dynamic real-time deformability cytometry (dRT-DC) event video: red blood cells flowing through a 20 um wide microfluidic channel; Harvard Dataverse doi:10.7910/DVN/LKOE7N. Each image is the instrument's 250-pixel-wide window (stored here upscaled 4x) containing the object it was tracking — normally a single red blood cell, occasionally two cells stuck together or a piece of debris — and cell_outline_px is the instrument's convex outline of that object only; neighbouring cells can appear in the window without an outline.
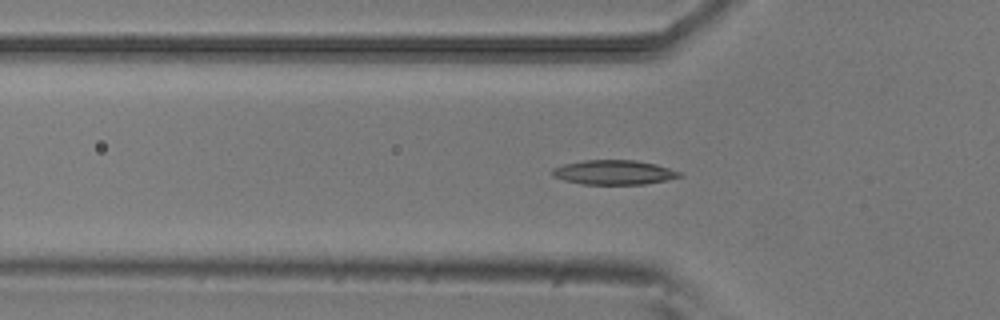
{"species": "common noctule bat (a hibernating species)", "species_latin": "Nyctalus noctula", "temperature_condition": "room temperature", "stored_images_in_passage": 54, "camera_frame_rate_fps": 3000, "um_per_image_px": 0.085, "animal": {"sex": "male", "body_mass_g": 20.5, "forearm_length_mm": 52.5}, "frame": {"image": 1, "passage_image": 17, "time_ms": 5.333, "image_size_px": [1000, 320], "cell_outline_px": [[684, 176], [644, 184], [584, 184], [564, 180], [552, 176], [552, 168], [564, 164], [584, 160], [636, 160], [656, 164], [680, 172]], "centroid_in_image_um": [52.16, 14.64], "position_along_channel_um": 73.6, "area_um2": 18.03}}
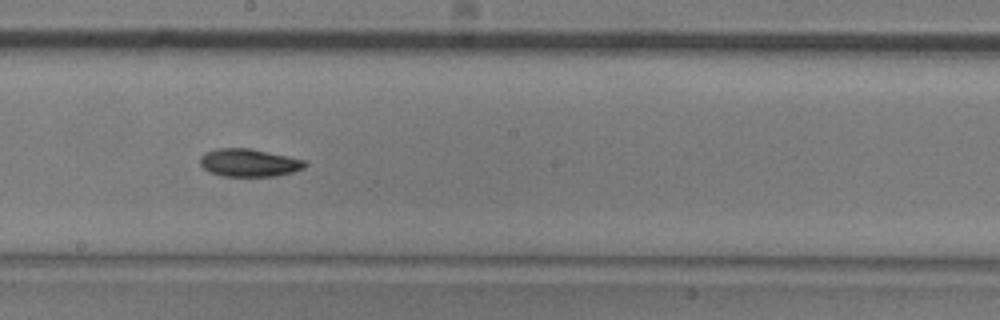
{"frame": {"image": 2, "passage_image": 29, "time_ms": 9.333, "image_size_px": [1000, 320], "cell_outline_px": [[308, 164], [304, 168], [292, 172], [276, 176], [224, 176], [208, 172], [200, 164], [200, 156], [204, 152], [216, 148], [248, 148], [288, 156], [304, 160]], "centroid_in_image_um": [21.14, 13.83], "position_along_channel_um": 227.1, "area_um2": 17.05}}
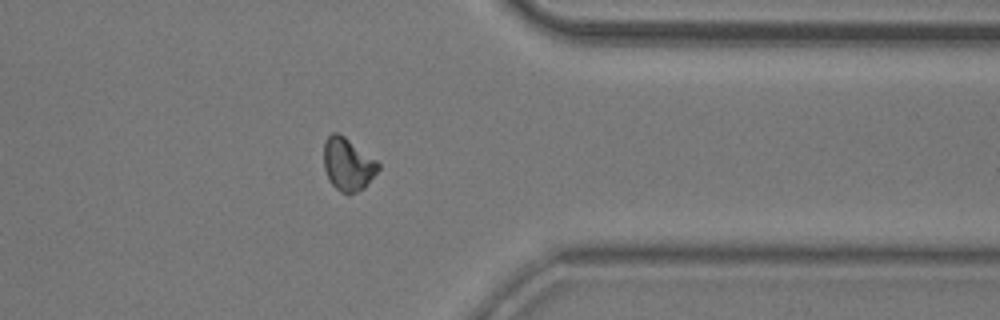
{"frame": {"image": 3, "passage_image": 42, "time_ms": 13.667, "image_size_px": [1000, 320], "cell_outline_px": [[380, 168], [364, 188], [348, 196], [340, 192], [328, 180], [324, 168], [324, 140], [332, 132], [336, 132], [344, 136], [376, 160], [380, 164]], "centroid_in_image_um": [29.55, 13.99], "position_along_channel_um": 381.9, "area_um2": 16.82}, "authors_computed_cell_mechanics": {"area_um2": 16.9354, "velocity_mm_per_s": 3.8071, "shape_relaxation_time_tau1_ms": 5.7085, "shape_relaxation_time_tau2_ms": null, "deformation_change_tau1": 0.1426, "deformation_change_tau2": null}}